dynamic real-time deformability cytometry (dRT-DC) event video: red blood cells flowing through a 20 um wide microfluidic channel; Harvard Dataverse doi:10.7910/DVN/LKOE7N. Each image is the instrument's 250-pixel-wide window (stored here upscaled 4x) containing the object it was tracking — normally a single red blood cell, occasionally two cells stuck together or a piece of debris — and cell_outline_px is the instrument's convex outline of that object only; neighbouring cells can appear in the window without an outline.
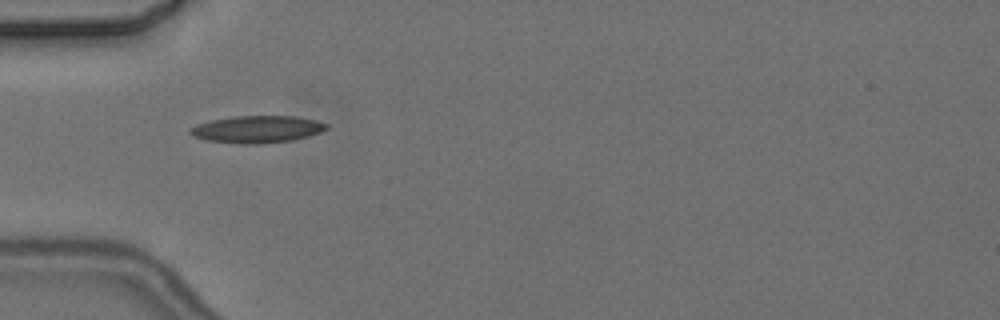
{"species": "common noctule bat (a hibernating species)", "species_latin": "Nyctalus noctula", "temperature_condition": "cold", "stored_images_in_passage": 4, "camera_frame_rate_fps": 3000, "um_per_image_px": 0.085, "animal": {"sex": "female", "body_mass_g": 24.6, "forearm_length_mm": 56.2}, "frame": {"image": 1, "passage_image": 3, "time_ms": 3.0, "image_size_px": [1000, 320], "cell_outline_px": [[328, 128], [320, 132], [308, 136], [292, 140], [260, 144], [240, 144], [204, 140], [192, 136], [188, 132], [188, 128], [196, 124], [212, 120], [232, 116], [296, 116], [316, 120], [328, 124]], "centroid_in_image_um": [21.81, 10.99], "position_along_channel_um": 63.2, "area_um2": 21.79}}
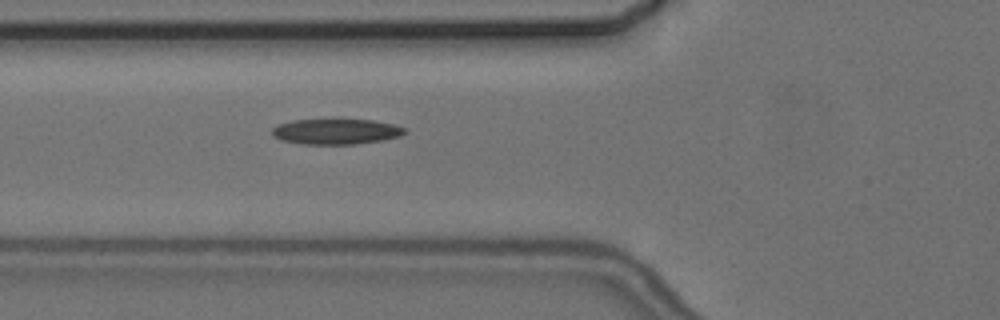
{"frame": {"image": 2, "passage_image": 4, "time_ms": 4.0, "image_size_px": [1000, 320], "cell_outline_px": [[408, 132], [400, 136], [384, 140], [356, 144], [300, 144], [280, 140], [272, 136], [272, 128], [276, 124], [292, 120], [372, 120], [392, 124], [408, 128]], "centroid_in_image_um": [28.56, 11.19], "position_along_channel_um": 97.2, "area_um2": 19.88}}